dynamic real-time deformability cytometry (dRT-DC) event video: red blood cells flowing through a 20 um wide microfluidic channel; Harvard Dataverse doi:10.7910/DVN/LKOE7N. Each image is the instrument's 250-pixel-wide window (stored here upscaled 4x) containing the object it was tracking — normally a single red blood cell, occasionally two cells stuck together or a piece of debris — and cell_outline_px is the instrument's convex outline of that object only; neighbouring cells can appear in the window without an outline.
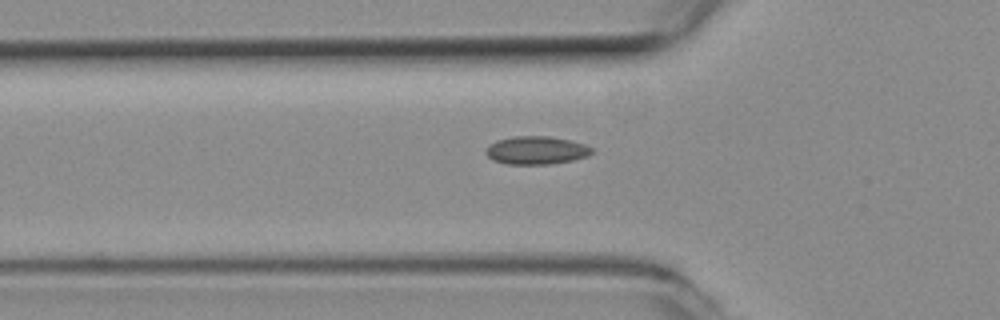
{"species": "common noctule bat (a hibernating species)", "species_latin": "Nyctalus noctula", "temperature_condition": "room temperature", "stored_images_in_passage": 38, "camera_frame_rate_fps": 3000, "um_per_image_px": 0.085, "animal": {"sex": "female", "body_mass_g": 19.3, "forearm_length_mm": 54.1}, "frame": {"image": 1, "passage_image": 5, "time_ms": 1.333, "image_size_px": [1000, 320], "cell_outline_px": [[592, 152], [588, 156], [572, 160], [552, 164], [504, 164], [492, 160], [484, 152], [496, 140], [516, 136], [548, 136], [568, 140], [584, 144], [592, 148]], "centroid_in_image_um": [45.57, 12.78], "position_along_channel_um": 80.2, "area_um2": 17.22}}
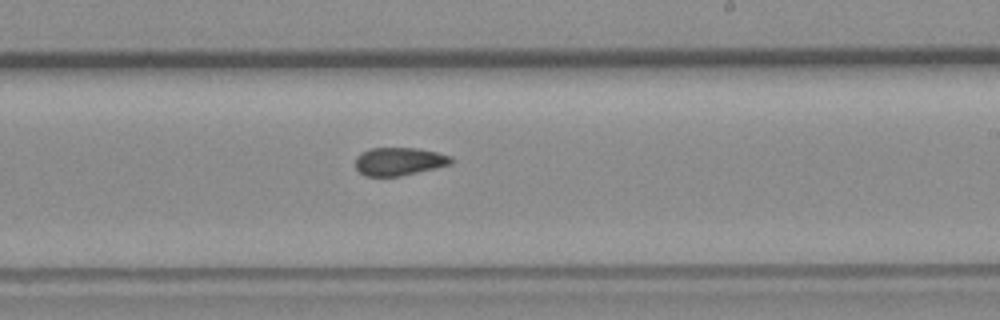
{"frame": {"image": 2, "passage_image": 19, "time_ms": 6.0, "image_size_px": [1000, 320], "cell_outline_px": [[452, 164], [436, 168], [400, 176], [364, 176], [356, 168], [356, 156], [360, 152], [372, 148], [416, 148], [436, 152], [452, 156]], "centroid_in_image_um": [33.92, 13.72], "position_along_channel_um": 255.1, "area_um2": 15.66}}
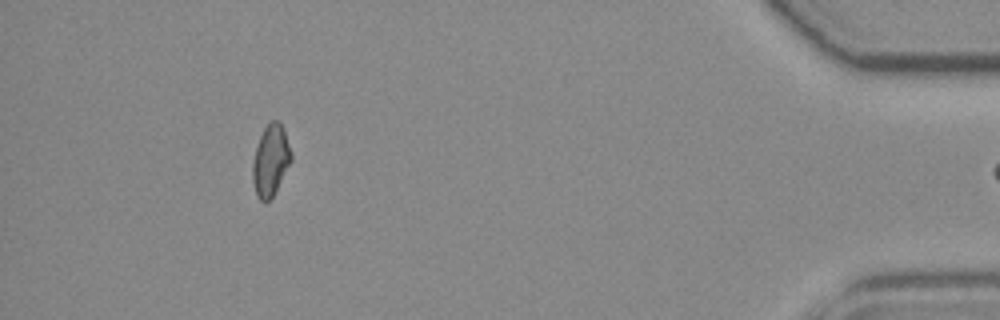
{"frame": {"image": 3, "passage_image": 37, "time_ms": 12.0, "image_size_px": [1000, 320], "cell_outline_px": [[292, 160], [272, 196], [264, 204], [256, 196], [252, 180], [252, 164], [256, 148], [260, 136], [264, 128], [272, 120], [276, 120], [284, 128], [292, 152]], "centroid_in_image_um": [23.0, 13.64], "position_along_channel_um": 412.2, "area_um2": 15.95}}